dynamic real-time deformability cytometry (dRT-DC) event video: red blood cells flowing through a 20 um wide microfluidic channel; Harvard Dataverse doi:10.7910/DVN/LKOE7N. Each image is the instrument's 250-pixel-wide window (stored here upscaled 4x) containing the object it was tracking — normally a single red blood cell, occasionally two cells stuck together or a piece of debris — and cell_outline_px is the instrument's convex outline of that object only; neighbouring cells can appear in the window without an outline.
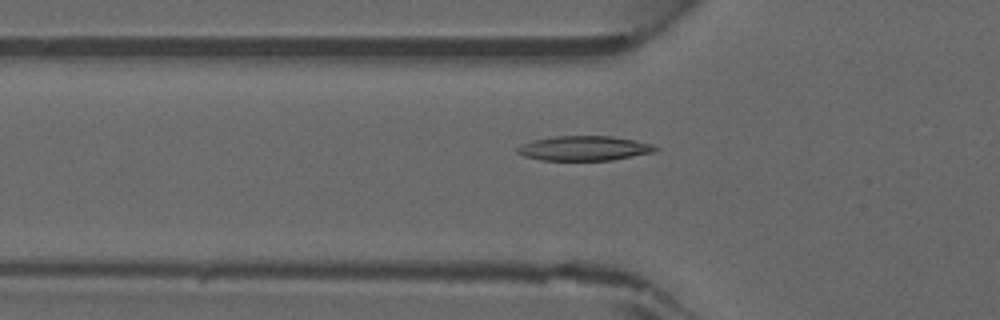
{"species": "common noctule bat (a hibernating species)", "species_latin": "Nyctalus noctula", "temperature_condition": "warm", "stored_images_in_passage": 4, "camera_frame_rate_fps": 3000, "um_per_image_px": 0.085, "animal": {"sex": "male", "forearm_length_mm": 52.5}, "frame": {"image": 1, "passage_image": 2, "time_ms": 0.333, "image_size_px": [1000, 320], "cell_outline_px": [[660, 148], [656, 152], [612, 160], [540, 160], [524, 156], [516, 152], [516, 148], [532, 140], [556, 136], [612, 136], [652, 144]], "centroid_in_image_um": [49.67, 12.61], "position_along_channel_um": 76.1, "area_um2": 19.83}}